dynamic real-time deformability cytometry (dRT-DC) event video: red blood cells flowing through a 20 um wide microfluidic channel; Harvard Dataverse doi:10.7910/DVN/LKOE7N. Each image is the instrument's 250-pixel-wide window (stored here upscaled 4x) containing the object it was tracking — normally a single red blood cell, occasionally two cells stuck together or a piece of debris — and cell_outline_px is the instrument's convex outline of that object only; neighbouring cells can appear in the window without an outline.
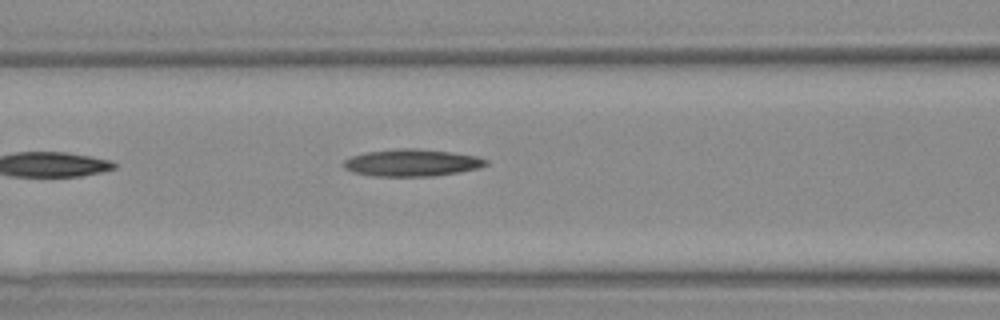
{"species": "Egyptian fruit bat (a non-hibernating species)", "species_latin": "Rousettus aegyptiacus", "temperature_condition": "warm", "stored_images_in_passage": 5, "camera_frame_rate_fps": 3000, "um_per_image_px": 0.085, "animal": {"sex": "female"}, "frame": {"image": 1, "passage_image": 4, "time_ms": 3.667, "image_size_px": [1000, 320], "cell_outline_px": [[488, 164], [480, 168], [460, 172], [432, 176], [376, 176], [352, 172], [344, 168], [344, 160], [352, 156], [368, 152], [396, 148], [412, 148], [452, 152], [476, 156], [488, 160]], "centroid_in_image_um": [35.04, 13.83], "position_along_channel_um": 131.6, "area_um2": 22.43}}